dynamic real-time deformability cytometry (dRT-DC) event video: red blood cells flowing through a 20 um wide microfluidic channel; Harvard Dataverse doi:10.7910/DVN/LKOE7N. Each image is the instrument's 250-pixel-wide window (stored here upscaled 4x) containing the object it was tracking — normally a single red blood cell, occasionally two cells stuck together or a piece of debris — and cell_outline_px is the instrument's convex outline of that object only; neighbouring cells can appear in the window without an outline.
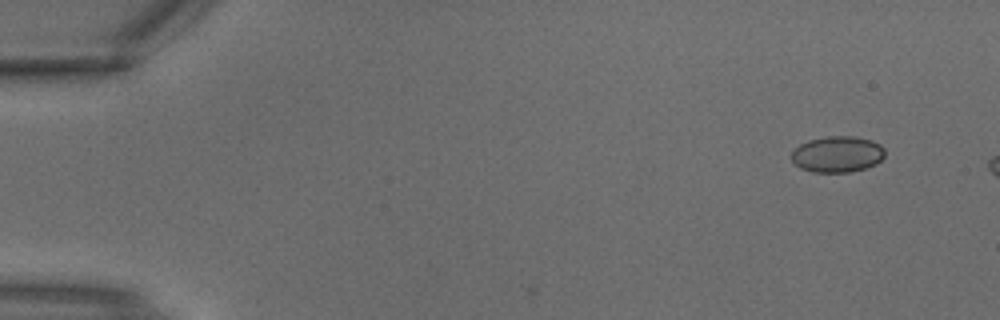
{"species": "common noctule bat (a hibernating species)", "species_latin": "Nyctalus noctula", "temperature_condition": "warm", "stored_images_in_passage": 4, "camera_frame_rate_fps": 3000, "um_per_image_px": 0.085, "animal": {"sex": "male", "body_mass_g": 18.8}, "frame": {"image": 1, "passage_image": 1, "time_ms": 0.0, "image_size_px": [1000, 320], "cell_outline_px": [[884, 156], [876, 164], [864, 168], [848, 172], [812, 172], [800, 168], [792, 160], [792, 152], [800, 144], [808, 140], [828, 136], [852, 136], [872, 140], [880, 144], [884, 148]], "centroid_in_image_um": [71.18, 13.1], "position_along_channel_um": 13.8, "area_um2": 19.59}}
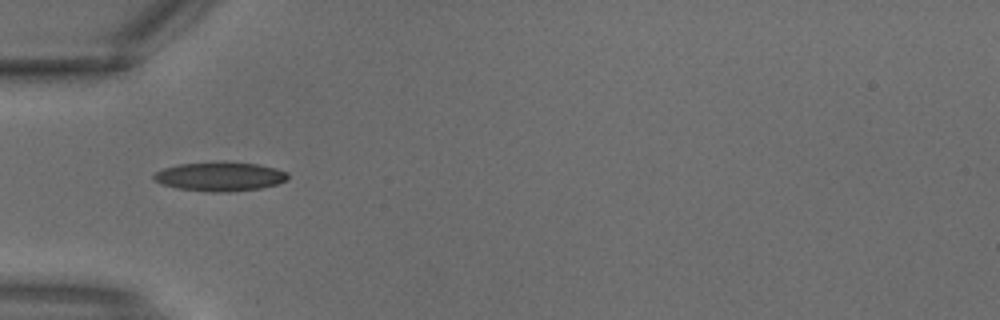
{"frame": {"image": 2, "passage_image": 4, "time_ms": 1.0, "image_size_px": [1000, 320], "cell_outline_px": [[288, 176], [284, 180], [276, 184], [260, 188], [228, 192], [212, 192], [176, 188], [164, 184], [156, 180], [152, 176], [156, 172], [164, 168], [180, 164], [224, 160], [256, 164], [276, 168], [288, 172]], "centroid_in_image_um": [18.7, 14.98], "position_along_channel_um": 66.3, "area_um2": 22.77}}